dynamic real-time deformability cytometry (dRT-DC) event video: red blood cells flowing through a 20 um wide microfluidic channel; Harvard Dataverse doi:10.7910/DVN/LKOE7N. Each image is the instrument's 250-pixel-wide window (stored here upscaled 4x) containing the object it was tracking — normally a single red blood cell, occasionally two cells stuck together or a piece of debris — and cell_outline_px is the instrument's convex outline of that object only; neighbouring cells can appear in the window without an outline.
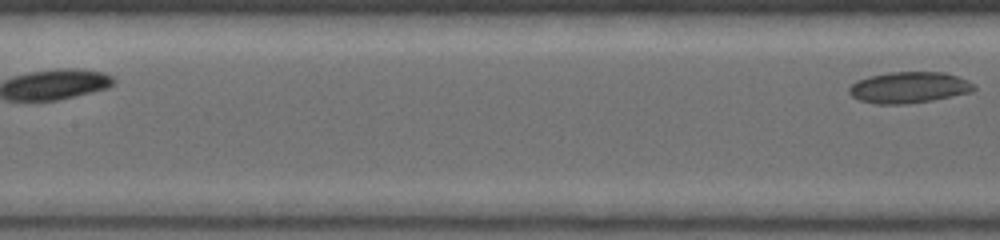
{"species": "common noctule bat (a hibernating species)", "species_latin": "Nyctalus noctula", "temperature_condition": "warm", "stored_images_in_passage": 7, "segment_of_instrument_passage": [2, 2], "camera_frame_rate_fps": 5000, "um_per_image_px": 0.085, "animal": {"sex": "female", "body_mass_g": 19.0, "forearm_length_mm": 53.3}, "frame": {"image": 1, "passage_image": 7, "time_ms": 2.6, "image_size_px": [1000, 240], "cell_outline_px": [[976, 88], [968, 92], [952, 96], [932, 100], [908, 104], [876, 104], [860, 100], [852, 96], [848, 92], [848, 88], [856, 80], [868, 76], [888, 72], [944, 72], [968, 80]], "centroid_in_image_um": [77.21, 7.43], "position_along_channel_um": 130.2, "area_um2": 22.66}}